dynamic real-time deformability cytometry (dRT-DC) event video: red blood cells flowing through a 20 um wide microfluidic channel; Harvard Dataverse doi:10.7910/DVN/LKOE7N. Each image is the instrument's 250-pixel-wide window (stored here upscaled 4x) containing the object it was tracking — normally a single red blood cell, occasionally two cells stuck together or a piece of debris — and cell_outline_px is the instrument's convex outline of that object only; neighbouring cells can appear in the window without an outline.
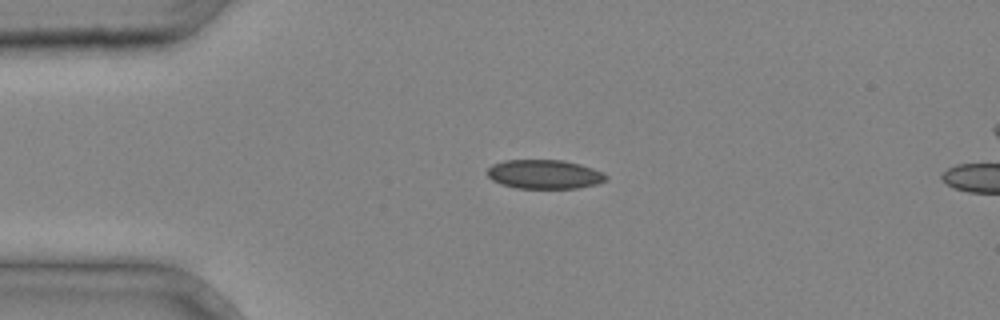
{"species": "common noctule bat (a hibernating species)", "species_latin": "Nyctalus noctula", "temperature_condition": "cold", "stored_images_in_passage": 2, "camera_frame_rate_fps": 3000, "um_per_image_px": 0.085, "animal": {"sex": "male", "body_mass_g": 20.4}, "frame": {"image": 1, "passage_image": 1, "time_ms": 0.0, "image_size_px": [1000, 320], "cell_outline_px": [[608, 180], [596, 184], [576, 188], [516, 188], [500, 184], [492, 180], [488, 176], [488, 168], [492, 164], [504, 160], [564, 160], [580, 164], [604, 172], [608, 176]], "centroid_in_image_um": [46.29, 14.81], "position_along_channel_um": 38.7, "area_um2": 20.23}}